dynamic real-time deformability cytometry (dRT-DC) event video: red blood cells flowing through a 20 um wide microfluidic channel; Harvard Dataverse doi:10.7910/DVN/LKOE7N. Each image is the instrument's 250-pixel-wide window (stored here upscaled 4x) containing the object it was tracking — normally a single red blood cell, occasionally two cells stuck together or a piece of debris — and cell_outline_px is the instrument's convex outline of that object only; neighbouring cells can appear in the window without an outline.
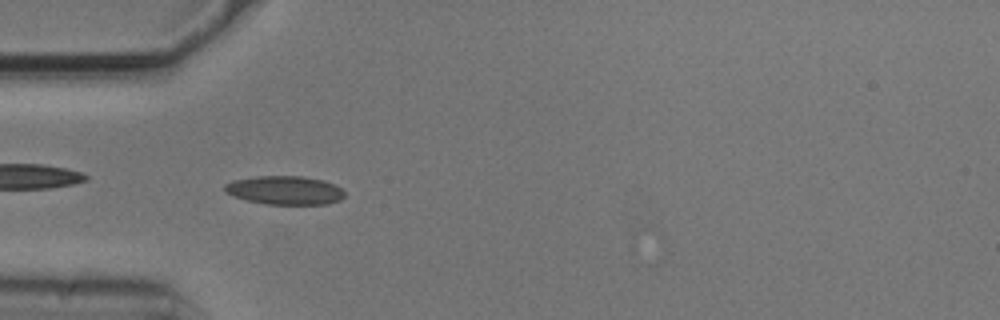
{"species": "common noctule bat (a hibernating species)", "species_latin": "Nyctalus noctula", "temperature_condition": "cold", "stored_images_in_passage": 35, "camera_frame_rate_fps": 3000, "um_per_image_px": 0.085, "animal": {"sex": "male", "body_mass_g": 20.5, "forearm_length_mm": 52.5}, "frame": {"image": 1, "passage_image": 2, "time_ms": 0.333, "image_size_px": [1000, 320], "cell_outline_px": [[344, 196], [340, 200], [328, 204], [264, 204], [248, 200], [224, 192], [224, 184], [232, 180], [256, 176], [300, 176], [324, 180], [340, 188], [344, 192]], "centroid_in_image_um": [24.19, 16.17], "position_along_channel_um": 60.8, "area_um2": 19.94}}
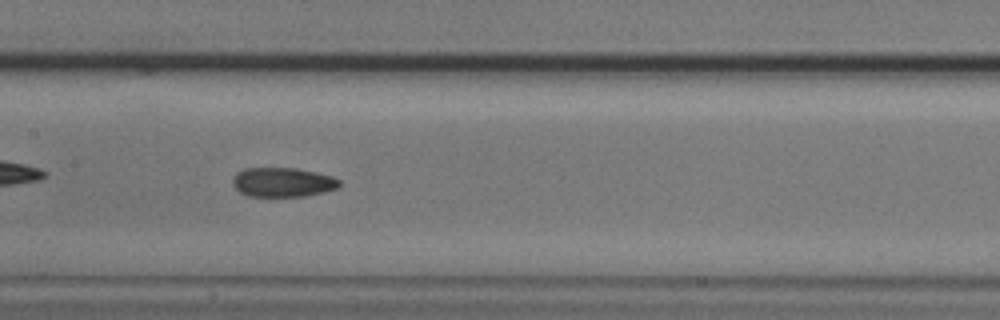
{"frame": {"image": 2, "passage_image": 12, "time_ms": 3.667, "image_size_px": [1000, 320], "cell_outline_px": [[340, 184], [336, 188], [324, 192], [304, 196], [248, 196], [240, 192], [232, 184], [232, 180], [236, 172], [244, 168], [296, 168], [332, 176], [340, 180]], "centroid_in_image_um": [24.0, 15.48], "position_along_channel_um": 183.4, "area_um2": 18.21}}
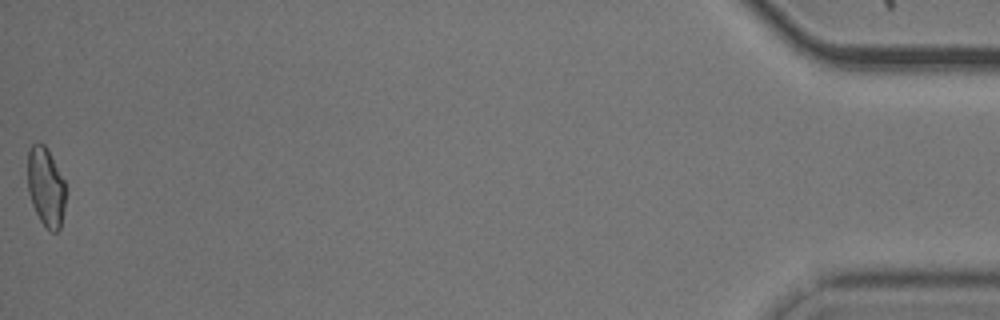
{"frame": {"image": 3, "passage_image": 35, "time_ms": 11.333, "image_size_px": [1000, 320], "cell_outline_px": [[64, 208], [60, 228], [56, 232], [48, 232], [40, 220], [32, 204], [28, 192], [28, 152], [32, 144], [40, 140], [44, 144], [64, 180]], "centroid_in_image_um": [3.88, 15.9], "position_along_channel_um": 431.3, "area_um2": 17.4}, "authors_computed_cell_mechanics": {"area_um2": 18.4382, "velocity_mm_per_s": 3.7067, "shape_relaxation_time_tau1_ms": 10.4038, "shape_relaxation_time_tau2_ms": 2.6928, "deformation_change_tau1": 0.1996, "deformation_change_tau2": 0.0791}}